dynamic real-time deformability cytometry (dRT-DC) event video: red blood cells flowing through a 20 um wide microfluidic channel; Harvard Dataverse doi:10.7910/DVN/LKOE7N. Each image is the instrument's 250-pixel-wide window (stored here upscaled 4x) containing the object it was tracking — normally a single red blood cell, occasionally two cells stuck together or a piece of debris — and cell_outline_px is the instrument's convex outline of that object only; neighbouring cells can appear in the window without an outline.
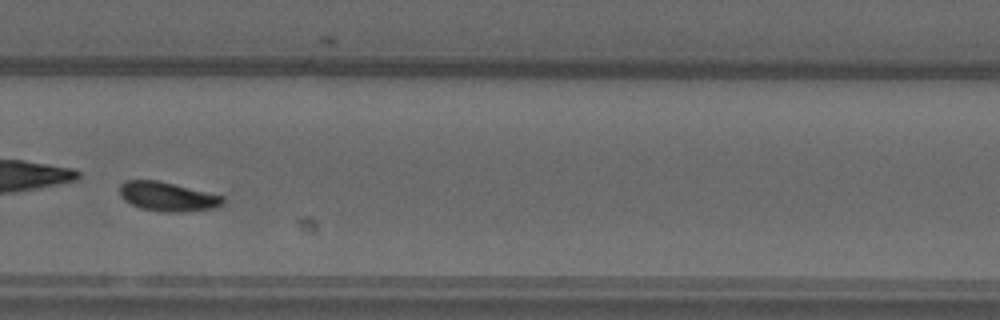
{"species": "common noctule bat (a hibernating species)", "species_latin": "Nyctalus noctula", "temperature_condition": "warm", "stored_images_in_passage": 38, "camera_frame_rate_fps": 3000, "um_per_image_px": 0.085, "animal": {"sex": "male", "forearm_length_mm": 52.5}, "frame": {"image": 1, "passage_image": 27, "time_ms": 8.667, "image_size_px": [1000, 320], "cell_outline_px": [[224, 200], [216, 208], [184, 212], [160, 212], [140, 208], [124, 200], [120, 196], [120, 184], [124, 180], [156, 180], [224, 196]], "centroid_in_image_um": [14.21, 16.72], "position_along_channel_um": 315.6, "area_um2": 17.51}}